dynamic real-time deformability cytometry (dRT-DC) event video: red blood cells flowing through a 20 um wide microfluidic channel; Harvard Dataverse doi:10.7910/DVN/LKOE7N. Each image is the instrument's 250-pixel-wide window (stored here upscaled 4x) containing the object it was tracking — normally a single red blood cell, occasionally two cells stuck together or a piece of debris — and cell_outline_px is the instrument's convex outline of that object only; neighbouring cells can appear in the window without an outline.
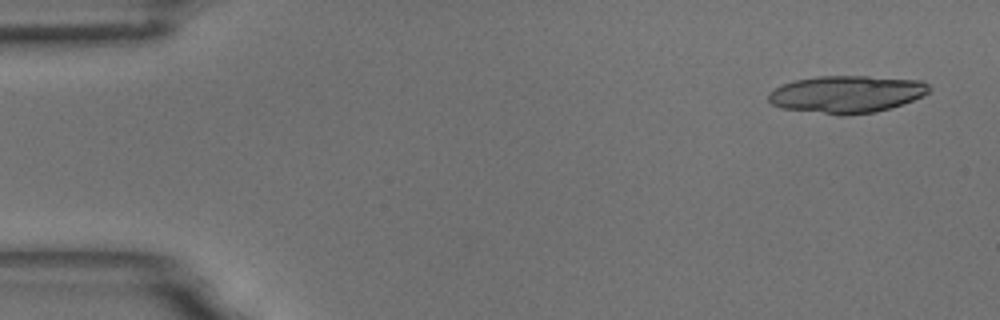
{"species": "common noctule bat (a hibernating species)", "species_latin": "Nyctalus noctula", "temperature_condition": "room temperature", "stored_images_in_passage": 5, "camera_frame_rate_fps": 3000, "um_per_image_px": 0.085, "animal": {"sex": "male", "body_mass_g": 18.8}, "frame": {"image": 1, "passage_image": 1, "time_ms": 0.0, "image_size_px": [1000, 320], "cell_outline_px": [[932, 88], [924, 96], [876, 112], [844, 116], [836, 116], [780, 108], [772, 104], [768, 100], [768, 92], [792, 80], [816, 76], [868, 76], [920, 80], [928, 84]], "centroid_in_image_um": [71.93, 8.01], "position_along_channel_um": 13.1, "area_um2": 35.32}}
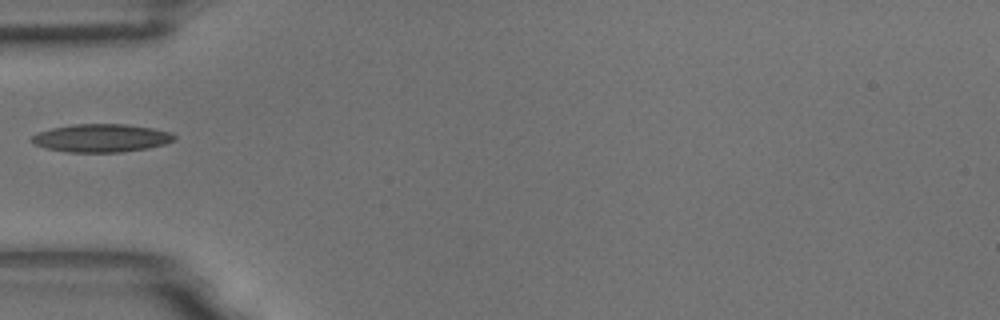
{"frame": {"image": 2, "passage_image": 5, "time_ms": 1.333, "image_size_px": [1000, 320], "cell_outline_px": [[176, 140], [164, 144], [148, 148], [120, 152], [68, 152], [44, 148], [28, 140], [36, 132], [52, 128], [72, 124], [128, 124], [152, 128], [172, 132], [176, 136]], "centroid_in_image_um": [8.6, 11.73], "position_along_channel_um": 76.4, "area_um2": 23.52}}